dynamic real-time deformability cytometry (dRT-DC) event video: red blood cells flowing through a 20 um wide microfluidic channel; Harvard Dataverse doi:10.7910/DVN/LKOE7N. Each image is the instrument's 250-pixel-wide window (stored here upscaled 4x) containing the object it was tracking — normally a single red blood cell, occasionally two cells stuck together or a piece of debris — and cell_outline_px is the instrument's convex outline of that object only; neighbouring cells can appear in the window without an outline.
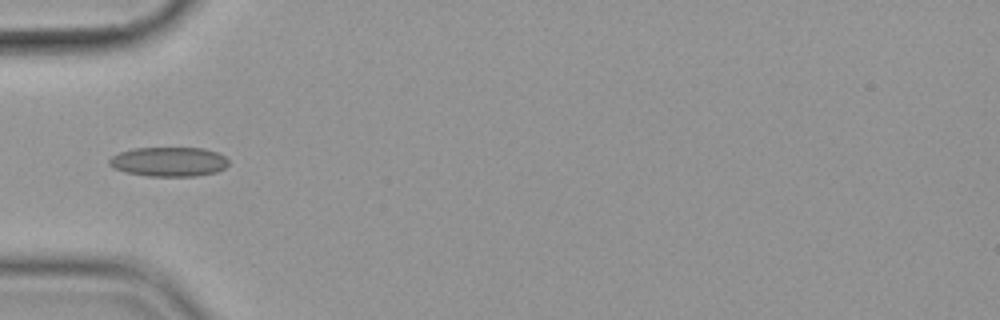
{"species": "common noctule bat (a hibernating species)", "species_latin": "Nyctalus noctula", "temperature_condition": "cold", "stored_images_in_passage": 34, "camera_frame_rate_fps": 3000, "um_per_image_px": 0.085, "animal": {"sex": "female", "body_mass_g": 19.9}, "frame": {"image": 1, "passage_image": 1, "time_ms": 0.0, "image_size_px": [1000, 320], "cell_outline_px": [[228, 164], [224, 168], [216, 172], [196, 176], [148, 176], [124, 172], [112, 168], [108, 164], [108, 160], [112, 156], [120, 152], [136, 148], [204, 148], [216, 152], [224, 156], [228, 160]], "centroid_in_image_um": [14.33, 13.75], "position_along_channel_um": 70.7, "area_um2": 20.52}}
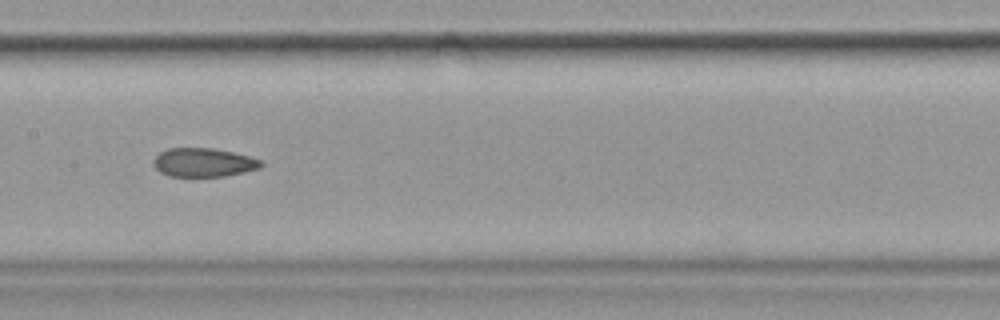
{"frame": {"image": 2, "passage_image": 11, "time_ms": 3.333, "image_size_px": [1000, 320], "cell_outline_px": [[264, 164], [260, 168], [244, 172], [224, 176], [168, 176], [160, 172], [152, 164], [152, 160], [160, 152], [168, 148], [212, 148], [232, 152], [248, 156], [260, 160]], "centroid_in_image_um": [17.27, 13.81], "position_along_channel_um": 190.1, "area_um2": 17.98}}
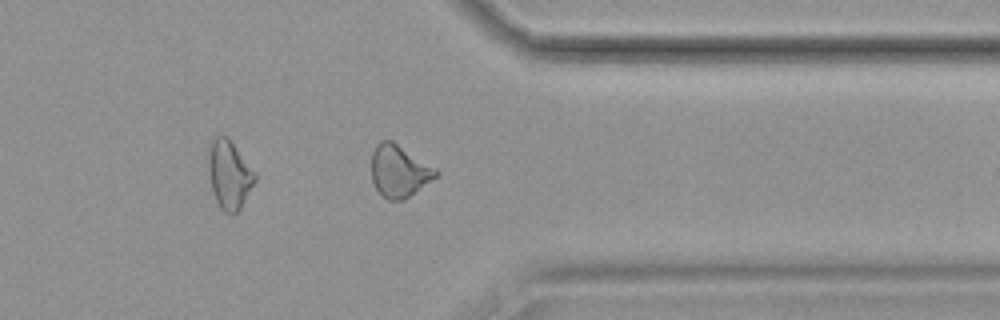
{"frame": {"image": 3, "passage_image": 27, "time_ms": 8.667, "image_size_px": [1000, 320], "cell_outline_px": [[440, 176], [404, 200], [388, 200], [376, 188], [372, 180], [372, 152], [376, 144], [380, 140], [392, 140], [436, 168], [440, 172]], "centroid_in_image_um": [33.96, 14.54], "position_along_channel_um": 377.4, "area_um2": 19.77}, "authors_computed_cell_mechanics": {"area_um2": 18.8717, "velocity_mm_per_s": 3.5823, "shape_relaxation_time_tau1_ms": null, "shape_relaxation_time_tau2_ms": 3.1628, "deformation_change_tau1": null, "deformation_change_tau2": 0.0898}}